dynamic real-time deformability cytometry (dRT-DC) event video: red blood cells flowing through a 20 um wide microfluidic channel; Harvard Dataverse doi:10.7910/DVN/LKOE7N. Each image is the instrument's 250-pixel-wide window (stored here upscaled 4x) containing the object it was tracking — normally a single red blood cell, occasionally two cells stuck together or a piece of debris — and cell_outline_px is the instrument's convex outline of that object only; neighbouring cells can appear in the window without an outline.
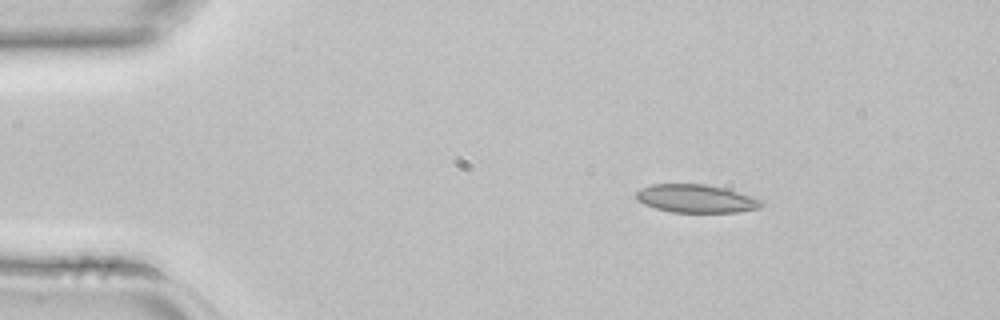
{"species": "common noctule bat (a hibernating species)", "species_latin": "Nyctalus noctula", "temperature_condition": "room temperature", "stored_images_in_passage": 2, "camera_frame_rate_fps": 3000, "um_per_image_px": 0.085, "animal": {"sex": "female", "body_mass_g": 22.7, "forearm_length_mm": 54.2}, "frame": {"image": 1, "passage_image": 1, "time_ms": 0.0, "image_size_px": [1000, 320], "cell_outline_px": [[764, 204], [760, 208], [736, 212], [672, 212], [656, 208], [644, 204], [636, 200], [636, 192], [640, 188], [652, 184], [708, 184], [724, 188], [752, 196], [764, 200]], "centroid_in_image_um": [59.18, 16.88], "position_along_channel_um": 25.8, "area_um2": 20.63}}